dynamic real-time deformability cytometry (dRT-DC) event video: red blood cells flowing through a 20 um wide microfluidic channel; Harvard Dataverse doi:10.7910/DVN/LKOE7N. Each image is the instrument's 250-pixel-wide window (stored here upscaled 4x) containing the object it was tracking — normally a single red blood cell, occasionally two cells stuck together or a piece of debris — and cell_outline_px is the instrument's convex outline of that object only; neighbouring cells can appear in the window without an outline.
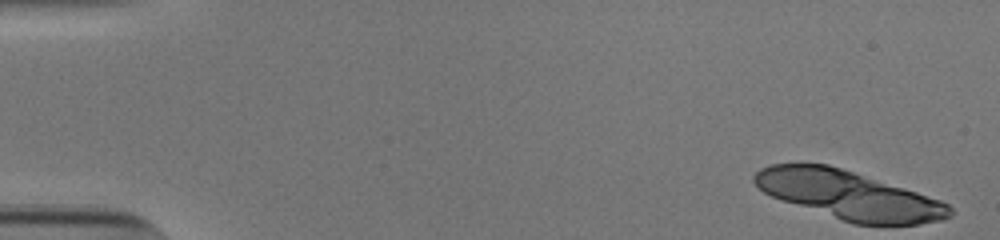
{"species": "human", "species_latin": "Homo sapiens", "temperature_condition": "cold", "stored_images_in_passage": 15, "camera_frame_rate_fps": 3000, "um_per_image_px": 0.085, "donor": {"sex": "male"}, "frame": {"image": 1, "passage_image": 1, "time_ms": 0.0, "image_size_px": [1000, 240], "cell_outline_px": [[952, 216], [944, 220], [920, 224], [852, 224], [772, 196], [764, 192], [752, 180], [752, 176], [760, 168], [772, 164], [828, 164], [904, 188], [940, 200], [948, 204], [952, 208]], "centroid_in_image_um": [72.16, 16.59], "position_along_channel_um": 12.8, "area_um2": 54.45}}